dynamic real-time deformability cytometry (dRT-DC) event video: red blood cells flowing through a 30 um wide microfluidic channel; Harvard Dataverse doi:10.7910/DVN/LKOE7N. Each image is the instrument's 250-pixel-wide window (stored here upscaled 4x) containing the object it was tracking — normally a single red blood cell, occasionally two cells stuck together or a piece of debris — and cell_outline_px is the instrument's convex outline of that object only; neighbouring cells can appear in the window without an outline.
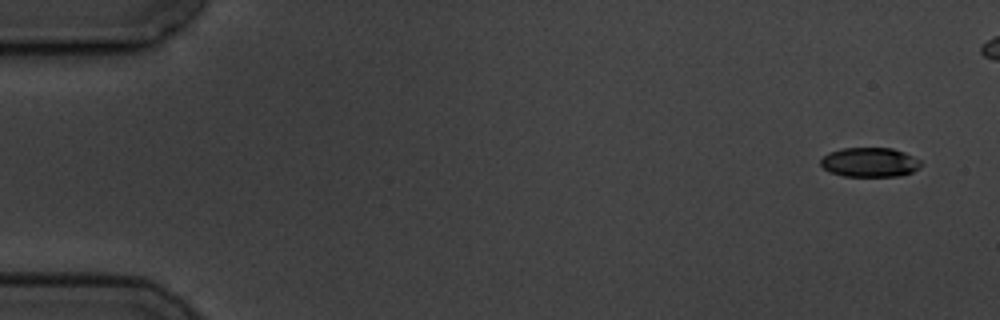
{"species": "common noctule bat (a hibernating species)", "species_latin": "Nyctalus noctula", "temperature_condition": "cold", "stored_images_in_passage": 6, "camera_frame_rate_fps": 3000, "um_per_image_px": 0.085, "animal": {"sex": "male", "body_mass_g": 19.5, "forearm_length_mm": 54.6}, "frame": {"image": 1, "passage_image": 1, "time_ms": 0.0, "image_size_px": [1000, 320], "cell_outline_px": [[920, 168], [912, 172], [900, 176], [844, 176], [832, 172], [824, 168], [820, 164], [820, 160], [828, 152], [840, 148], [892, 148], [904, 152], [920, 160]], "centroid_in_image_um": [73.92, 13.79], "position_along_channel_um": 11.1, "area_um2": 17.17}}